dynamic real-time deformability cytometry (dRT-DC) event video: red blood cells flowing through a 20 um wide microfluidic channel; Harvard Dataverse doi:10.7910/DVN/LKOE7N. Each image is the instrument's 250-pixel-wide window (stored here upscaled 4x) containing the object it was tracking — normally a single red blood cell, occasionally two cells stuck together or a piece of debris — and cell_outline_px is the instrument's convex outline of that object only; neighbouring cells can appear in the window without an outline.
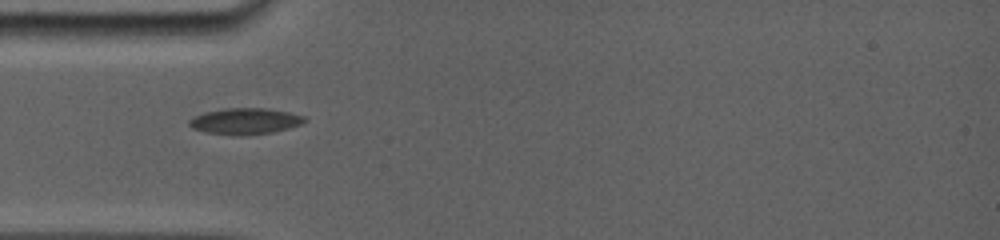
{"species": "common noctule bat (a hibernating species)", "species_latin": "Nyctalus noctula", "temperature_condition": "room temperature", "stored_images_in_passage": 64, "camera_frame_rate_fps": 5000, "um_per_image_px": 0.085, "animal": {"sex": "female", "body_mass_g": 19.0, "forearm_length_mm": 56.7}, "frame": {"image": 1, "passage_image": 1, "time_ms": 0.0, "image_size_px": [1000, 240], "cell_outline_px": [[308, 120], [300, 124], [288, 128], [272, 132], [244, 136], [232, 136], [204, 132], [192, 128], [188, 124], [188, 120], [192, 116], [204, 112], [224, 108], [264, 108], [288, 112], [304, 116]], "centroid_in_image_um": [20.77, 10.31], "position_along_channel_um": 64.2, "area_um2": 17.86}}
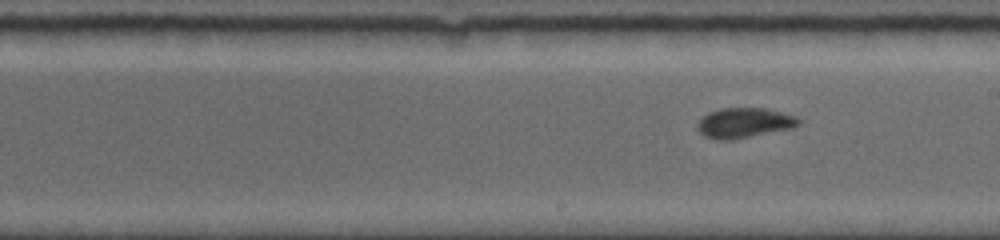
{"frame": {"image": 2, "passage_image": 33, "time_ms": 4.2, "image_size_px": [1000, 240], "cell_outline_px": [[800, 124], [792, 128], [732, 140], [716, 140], [704, 136], [696, 128], [696, 124], [708, 112], [720, 108], [764, 108], [796, 116], [800, 120]], "centroid_in_image_um": [63.23, 10.45], "position_along_channel_um": 225.8, "area_um2": 17.74}}
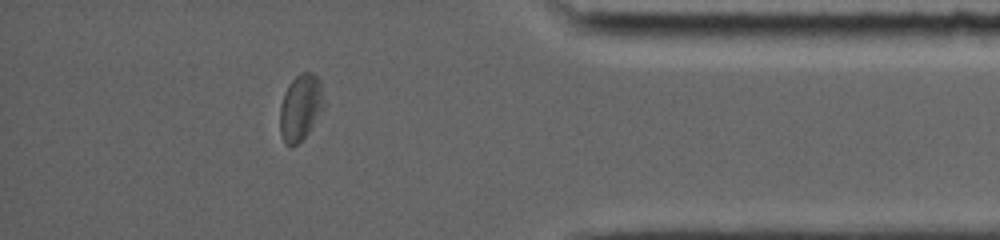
{"frame": {"image": 3, "passage_image": 57, "time_ms": 9.4, "image_size_px": [1000, 240], "cell_outline_px": [[324, 108], [308, 132], [292, 148], [288, 148], [284, 144], [280, 132], [280, 104], [284, 92], [288, 84], [300, 72], [312, 72], [320, 80], [324, 100]], "centroid_in_image_um": [25.53, 9.13], "position_along_channel_um": 409.7, "area_um2": 17.17}, "authors_computed_cell_mechanics": {"area_um2": 17.4556, "velocity_mm_per_s": 3.8561, "shape_relaxation_time_tau1_ms": 4.7775, "shape_relaxation_time_tau2_ms": 1.1085, "deformation_change_tau1": 0.1362, "deformation_change_tau2": 0.052}}